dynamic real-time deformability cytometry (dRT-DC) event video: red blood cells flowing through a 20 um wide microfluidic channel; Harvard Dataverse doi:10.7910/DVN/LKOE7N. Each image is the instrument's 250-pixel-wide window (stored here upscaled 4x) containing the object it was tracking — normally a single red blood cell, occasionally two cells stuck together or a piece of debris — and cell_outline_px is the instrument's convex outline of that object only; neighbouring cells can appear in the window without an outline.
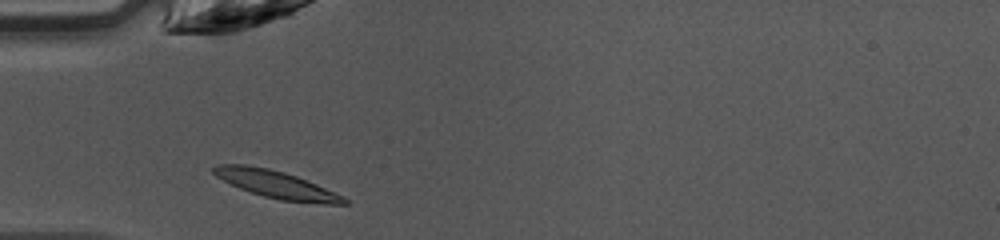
{"species": "common noctule bat (a hibernating species)", "species_latin": "Nyctalus noctula", "temperature_condition": "warm", "stored_images_in_passage": 33, "camera_frame_rate_fps": 3000, "um_per_image_px": 0.085, "animal": {"sex": "female", "body_mass_g": 10.0, "forearm_length_mm": 53.1}, "frame": {"image": 1, "passage_image": 1, "time_ms": 0.0, "image_size_px": [1000, 240], "cell_outline_px": [[348, 204], [324, 204], [280, 200], [264, 196], [240, 188], [216, 176], [212, 172], [212, 168], [216, 164], [244, 164], [268, 168], [284, 172], [296, 176], [316, 184], [344, 196], [348, 200]], "centroid_in_image_um": [23.5, 15.67], "position_along_channel_um": 61.5, "area_um2": 20.69}}
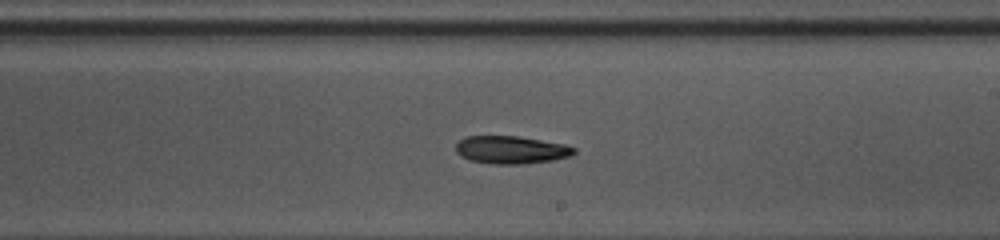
{"frame": {"image": 2, "passage_image": 14, "time_ms": 4.333, "image_size_px": [1000, 240], "cell_outline_px": [[576, 152], [572, 156], [552, 160], [524, 164], [492, 164], [472, 160], [460, 156], [456, 152], [456, 144], [464, 136], [516, 136], [564, 144], [576, 148]], "centroid_in_image_um": [43.45, 12.74], "position_along_channel_um": 245.6, "area_um2": 19.13}}
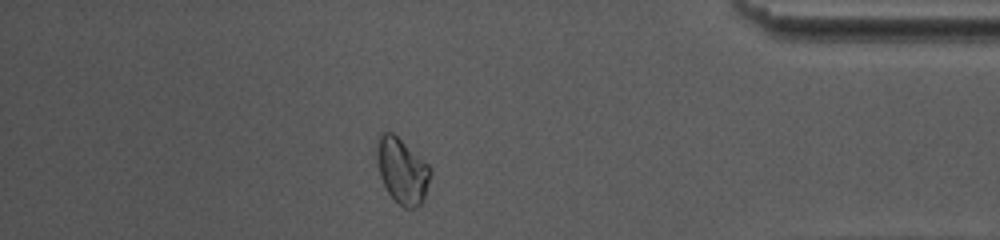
{"frame": {"image": 3, "passage_image": 27, "time_ms": 8.667, "image_size_px": [1000, 240], "cell_outline_px": [[432, 172], [424, 196], [420, 204], [412, 208], [404, 208], [388, 192], [380, 176], [376, 160], [376, 148], [380, 132], [392, 132], [428, 164], [432, 168]], "centroid_in_image_um": [34.17, 14.49], "position_along_channel_um": 401.0, "area_um2": 20.17}, "authors_computed_cell_mechanics": {"area_um2": 19.5364, "velocity_mm_per_s": 4.2994, "shape_relaxation_time_tau1_ms": 5.3438, "shape_relaxation_time_tau2_ms": null, "deformation_change_tau1": 0.123, "deformation_change_tau2": null}}